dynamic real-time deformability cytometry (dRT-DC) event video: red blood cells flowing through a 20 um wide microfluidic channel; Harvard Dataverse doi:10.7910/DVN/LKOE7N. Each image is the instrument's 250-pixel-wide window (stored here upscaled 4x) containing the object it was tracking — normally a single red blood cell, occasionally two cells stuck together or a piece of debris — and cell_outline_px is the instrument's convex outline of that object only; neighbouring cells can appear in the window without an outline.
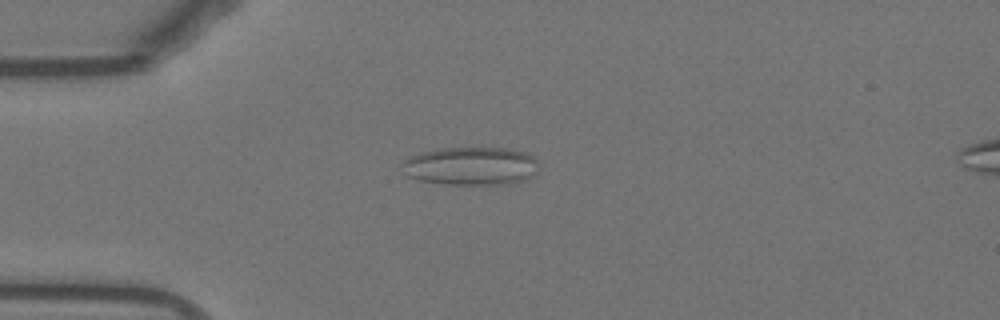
{"species": "Egyptian fruit bat (a non-hibernating species)", "species_latin": "Rousettus aegyptiacus", "temperature_condition": "warm", "stored_images_in_passage": 24, "camera_frame_rate_fps": 3000, "um_per_image_px": 0.085, "animal": {"sex": "female"}, "frame": {"image": 1, "passage_image": 3, "time_ms": 0.667, "image_size_px": [1000, 320], "cell_outline_px": [[540, 168], [536, 172], [524, 180], [512, 184], [448, 184], [420, 180], [408, 176], [404, 164], [404, 160], [408, 156], [420, 152], [444, 148], [508, 148], [524, 152], [532, 156], [536, 160]], "centroid_in_image_um": [40.08, 14.11], "position_along_channel_um": 44.9, "area_um2": 30.29}}